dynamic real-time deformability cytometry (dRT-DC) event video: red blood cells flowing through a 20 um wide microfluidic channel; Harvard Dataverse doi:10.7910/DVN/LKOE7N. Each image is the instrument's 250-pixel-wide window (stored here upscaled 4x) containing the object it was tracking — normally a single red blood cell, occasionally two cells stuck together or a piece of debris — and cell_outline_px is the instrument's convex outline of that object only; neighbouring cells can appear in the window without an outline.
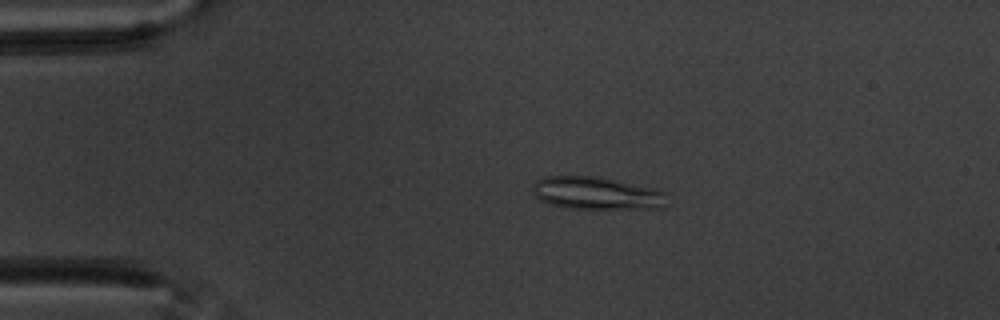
{"species": "common noctule bat (a hibernating species)", "species_latin": "Nyctalus noctula", "temperature_condition": "warm", "stored_images_in_passage": 58, "camera_frame_rate_fps": 3000, "um_per_image_px": 0.085, "animal": {"sex": "male", "body_mass_g": 20.1, "forearm_length_mm": 53.5}, "frame": {"image": 1, "passage_image": 12, "time_ms": 3.667, "image_size_px": [1000, 320], "cell_outline_px": [[668, 192], [664, 208], [572, 208], [552, 204], [540, 200], [532, 192], [532, 184], [536, 180], [544, 176], [592, 176], [656, 188]], "centroid_in_image_um": [50.72, 16.41], "position_along_channel_um": 34.3, "area_um2": 25.43}}
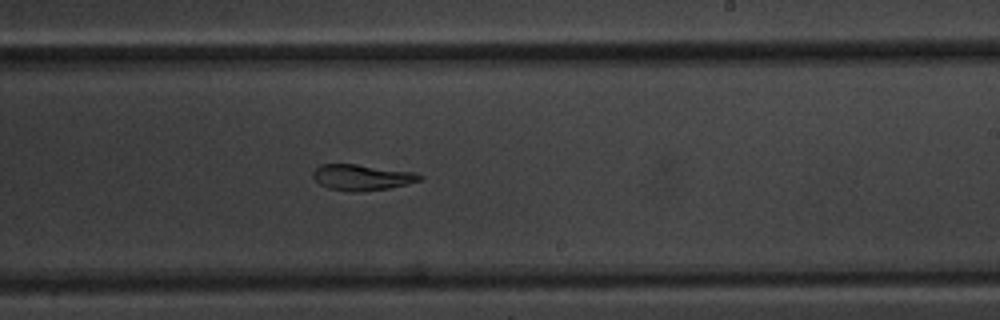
{"frame": {"image": 2, "passage_image": 35, "time_ms": 11.333, "image_size_px": [1000, 320], "cell_outline_px": [[424, 176], [420, 180], [388, 188], [364, 192], [352, 192], [328, 188], [320, 184], [312, 176], [312, 172], [320, 164], [356, 164], [416, 172]], "centroid_in_image_um": [30.75, 15.07], "position_along_channel_um": 258.3, "area_um2": 16.13}}
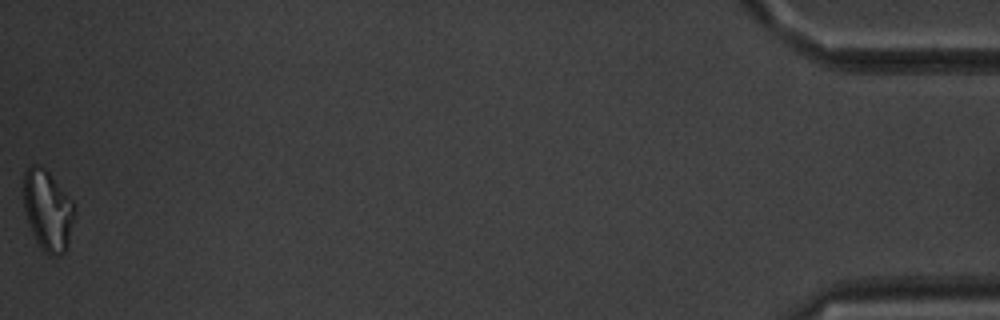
{"frame": {"image": 3, "passage_image": 58, "time_ms": 19.0, "image_size_px": [1000, 320], "cell_outline_px": [[76, 216], [68, 244], [64, 252], [60, 256], [48, 256], [40, 248], [28, 224], [24, 212], [24, 172], [32, 164], [36, 164], [44, 168], [48, 172], [76, 204]], "centroid_in_image_um": [4.09, 17.92], "position_along_channel_um": 431.1, "area_um2": 24.33}, "authors_computed_cell_mechanics": {"area_um2": 19.2474, "velocity_mm_per_s": 3.4859, "shape_relaxation_time_tau1_ms": 9.5191, "shape_relaxation_time_tau2_ms": 3.5954, "deformation_change_tau1": 0.2102, "deformation_change_tau2": 0.1064}}